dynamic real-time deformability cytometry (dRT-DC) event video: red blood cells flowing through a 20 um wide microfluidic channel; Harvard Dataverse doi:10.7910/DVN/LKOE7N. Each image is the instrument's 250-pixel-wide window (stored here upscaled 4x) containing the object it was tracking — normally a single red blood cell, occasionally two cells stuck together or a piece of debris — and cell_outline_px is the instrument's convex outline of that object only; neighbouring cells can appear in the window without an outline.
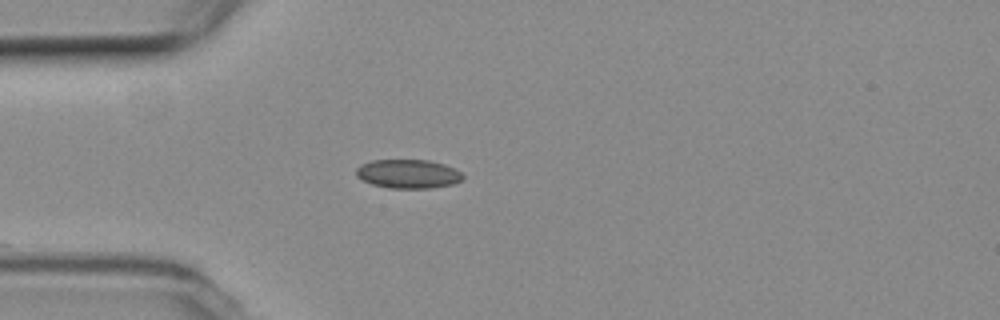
{"species": "common noctule bat (a hibernating species)", "species_latin": "Nyctalus noctula", "temperature_condition": "room temperature", "stored_images_in_passage": 4, "camera_frame_rate_fps": 3000, "um_per_image_px": 0.085, "animal": {"sex": "female", "body_mass_g": 19.3, "forearm_length_mm": 54.1}, "frame": {"image": 1, "passage_image": 3, "time_ms": 0.667, "image_size_px": [1000, 320], "cell_outline_px": [[464, 176], [460, 180], [452, 184], [432, 188], [388, 188], [372, 184], [356, 176], [356, 168], [360, 164], [372, 160], [428, 160], [444, 164], [460, 172]], "centroid_in_image_um": [34.66, 14.78], "position_along_channel_um": 50.3, "area_um2": 17.86}}